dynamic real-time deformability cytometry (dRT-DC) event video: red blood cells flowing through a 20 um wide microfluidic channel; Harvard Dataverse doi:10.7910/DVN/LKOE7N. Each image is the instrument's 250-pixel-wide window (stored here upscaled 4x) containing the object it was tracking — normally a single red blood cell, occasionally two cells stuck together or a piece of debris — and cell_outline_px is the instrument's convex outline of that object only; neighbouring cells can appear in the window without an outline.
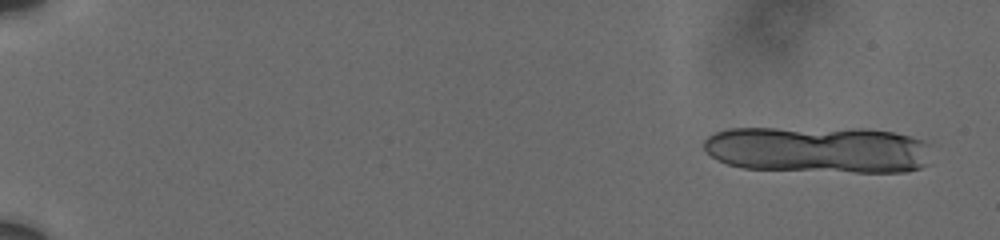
{"species": "human", "species_latin": "Homo sapiens", "temperature_condition": "cold", "stored_images_in_passage": 18, "camera_frame_rate_fps": 3000, "um_per_image_px": 0.085, "donor": {"sex": "male"}, "frame": {"image": 1, "passage_image": 1, "time_ms": 0.0, "image_size_px": [1000, 240], "cell_outline_px": [[932, 164], [908, 172], [852, 172], [744, 168], [728, 164], [716, 160], [704, 148], [704, 140], [708, 136], [716, 132], [728, 128], [868, 128], [892, 132], [924, 140]], "centroid_in_image_um": [69.58, 12.71], "position_along_channel_um": 15.4, "area_um2": 62.71}}